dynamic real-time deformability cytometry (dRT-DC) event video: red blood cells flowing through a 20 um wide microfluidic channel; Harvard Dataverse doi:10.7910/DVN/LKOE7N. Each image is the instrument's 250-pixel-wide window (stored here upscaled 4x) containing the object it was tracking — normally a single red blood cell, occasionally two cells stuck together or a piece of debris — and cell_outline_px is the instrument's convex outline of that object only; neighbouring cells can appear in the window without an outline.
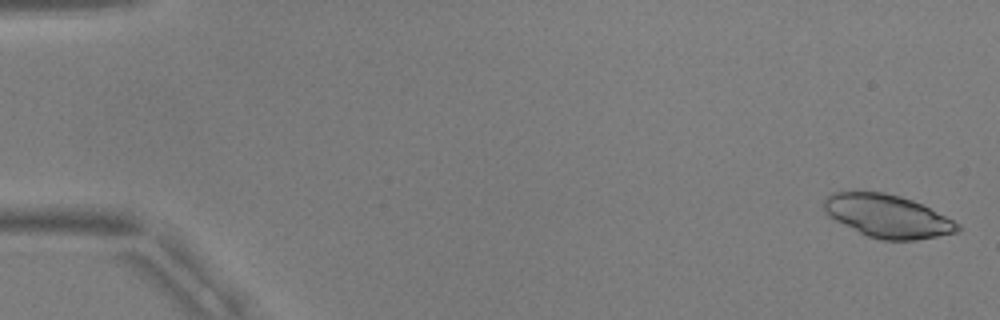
{"species": "common noctule bat (a hibernating species)", "species_latin": "Nyctalus noctula", "temperature_condition": "warm", "stored_images_in_passage": 52, "camera_frame_rate_fps": 3000, "um_per_image_px": 0.085, "animal": {"sex": "male", "body_mass_g": 17.9, "forearm_length_mm": 54.2}, "frame": {"image": 1, "passage_image": 2, "time_ms": 0.333, "image_size_px": [1000, 320], "cell_outline_px": [[960, 232], [916, 240], [880, 240], [868, 236], [828, 216], [824, 212], [824, 200], [832, 192], [856, 188], [884, 192], [900, 196], [912, 200], [960, 224]], "centroid_in_image_um": [75.38, 18.33], "position_along_channel_um": 9.6, "area_um2": 33.76}}
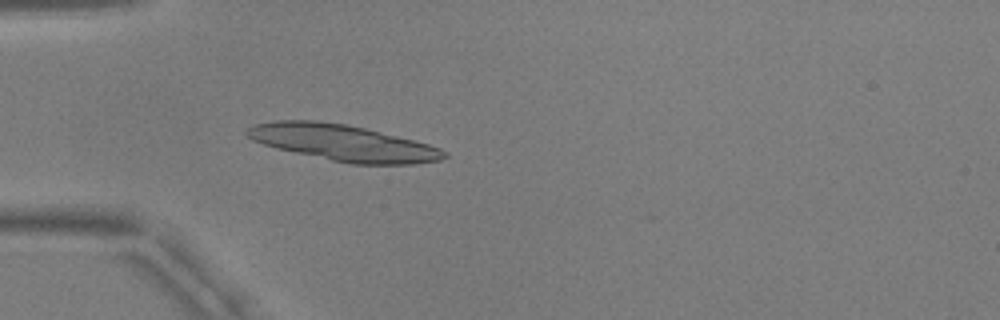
{"frame": {"image": 2, "passage_image": 17, "time_ms": 5.333, "image_size_px": [1000, 320], "cell_outline_px": [[448, 156], [440, 160], [416, 164], [352, 164], [332, 160], [276, 148], [252, 140], [244, 132], [248, 128], [256, 124], [276, 120], [316, 120], [348, 124], [428, 144], [440, 148], [448, 152]], "centroid_in_image_um": [29.16, 12.13], "position_along_channel_um": 55.8, "area_um2": 41.27}}